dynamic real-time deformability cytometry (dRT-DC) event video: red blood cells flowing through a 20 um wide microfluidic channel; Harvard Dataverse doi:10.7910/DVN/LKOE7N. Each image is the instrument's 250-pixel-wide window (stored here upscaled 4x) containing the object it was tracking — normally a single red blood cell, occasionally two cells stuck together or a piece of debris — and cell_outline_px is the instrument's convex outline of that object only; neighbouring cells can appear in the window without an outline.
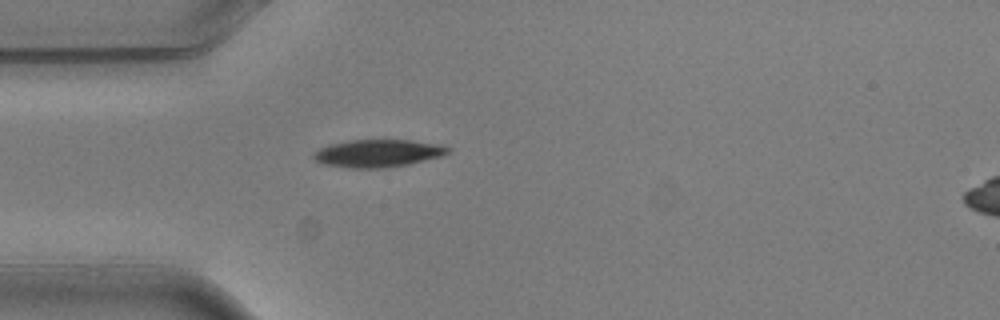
{"species": "common noctule bat (a hibernating species)", "species_latin": "Nyctalus noctula", "temperature_condition": "warm", "stored_images_in_passage": 1, "camera_frame_rate_fps": 3000, "um_per_image_px": 0.085, "animal": {"sex": "male", "body_mass_g": 20.5, "forearm_length_mm": 52.5}, "frame": {"image": 1, "passage_image": 1, "time_ms": 0.0, "image_size_px": [1000, 320], "cell_outline_px": [[452, 152], [444, 156], [408, 164], [384, 168], [352, 168], [324, 164], [316, 160], [312, 156], [312, 152], [328, 144], [348, 140], [412, 140], [444, 144], [452, 148]], "centroid_in_image_um": [32.2, 13.02], "position_along_channel_um": 52.8, "area_um2": 22.02}}